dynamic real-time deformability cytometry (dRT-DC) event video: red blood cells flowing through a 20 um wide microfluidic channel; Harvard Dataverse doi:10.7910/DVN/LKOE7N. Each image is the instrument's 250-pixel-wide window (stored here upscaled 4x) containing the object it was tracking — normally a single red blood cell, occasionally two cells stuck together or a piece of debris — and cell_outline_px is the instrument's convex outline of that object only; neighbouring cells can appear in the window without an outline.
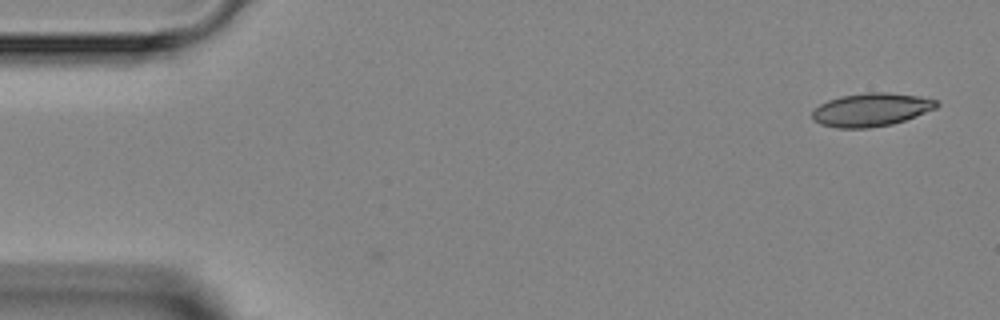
{"species": "Egyptian fruit bat (a non-hibernating species)", "species_latin": "Rousettus aegyptiacus", "temperature_condition": "room temperature", "stored_images_in_passage": 3, "camera_frame_rate_fps": 3000, "um_per_image_px": 0.085, "animal": {"sex": "female"}, "frame": {"image": 1, "passage_image": 1, "time_ms": 0.0, "image_size_px": [1000, 320], "cell_outline_px": [[940, 104], [936, 108], [916, 116], [892, 124], [868, 128], [836, 128], [820, 124], [812, 120], [812, 112], [820, 104], [828, 100], [840, 96], [868, 92], [888, 92], [920, 96], [936, 100]], "centroid_in_image_um": [74.04, 9.32], "position_along_channel_um": 11.0, "area_um2": 24.16}}